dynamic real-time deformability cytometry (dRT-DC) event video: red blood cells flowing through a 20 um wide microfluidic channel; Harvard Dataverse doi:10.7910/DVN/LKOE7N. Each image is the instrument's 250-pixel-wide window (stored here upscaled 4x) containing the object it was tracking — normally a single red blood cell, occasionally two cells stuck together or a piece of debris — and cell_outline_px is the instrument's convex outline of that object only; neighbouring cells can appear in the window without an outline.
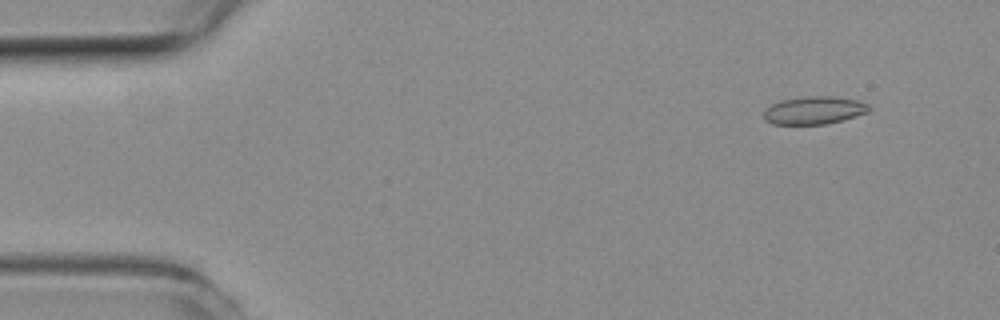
{"species": "common noctule bat (a hibernating species)", "species_latin": "Nyctalus noctula", "temperature_condition": "room temperature", "stored_images_in_passage": 53, "camera_frame_rate_fps": 3000, "um_per_image_px": 0.085, "animal": {"sex": "female", "body_mass_g": 19.3, "forearm_length_mm": 54.1}, "frame": {"image": 1, "passage_image": 5, "time_ms": 1.333, "image_size_px": [1000, 320], "cell_outline_px": [[872, 108], [868, 112], [856, 116], [824, 124], [772, 124], [764, 120], [764, 108], [780, 100], [804, 96], [832, 96], [856, 100], [868, 104]], "centroid_in_image_um": [69.17, 9.37], "position_along_channel_um": 15.8, "area_um2": 17.11}}
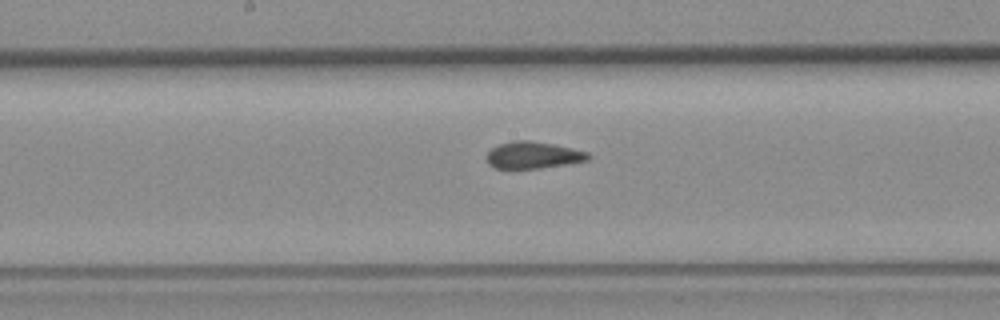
{"frame": {"image": 2, "passage_image": 27, "time_ms": 8.667, "image_size_px": [1000, 320], "cell_outline_px": [[592, 156], [588, 160], [568, 164], [540, 168], [496, 168], [488, 164], [484, 156], [492, 148], [500, 144], [512, 140], [528, 140], [552, 144], [572, 148], [588, 152]], "centroid_in_image_um": [45.3, 13.18], "position_along_channel_um": 202.9, "area_um2": 15.95}}
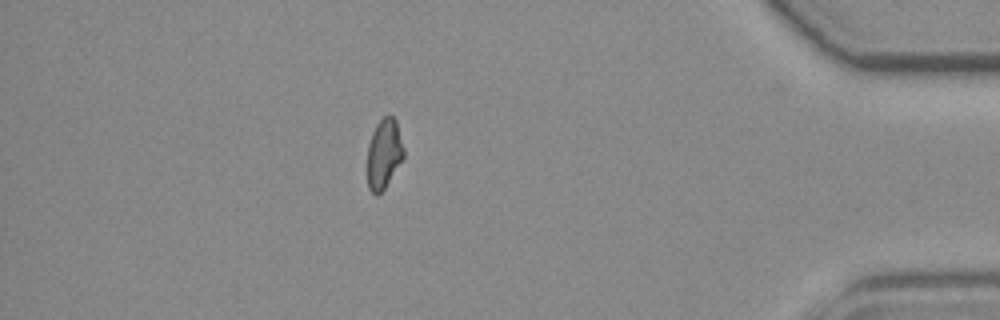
{"frame": {"image": 3, "passage_image": 46, "time_ms": 15.0, "image_size_px": [1000, 320], "cell_outline_px": [[404, 156], [384, 188], [376, 196], [368, 188], [368, 144], [372, 132], [376, 124], [384, 116], [392, 116], [396, 120], [404, 148]], "centroid_in_image_um": [32.63, 13.04], "position_along_channel_um": 402.6, "area_um2": 14.57}, "authors_computed_cell_mechanics": {"area_um2": 16.3574, "velocity_mm_per_s": 3.9118, "shape_relaxation_time_tau1_ms": null, "shape_relaxation_time_tau2_ms": 1.0856, "deformation_change_tau1": null, "deformation_change_tau2": 0.0738}}